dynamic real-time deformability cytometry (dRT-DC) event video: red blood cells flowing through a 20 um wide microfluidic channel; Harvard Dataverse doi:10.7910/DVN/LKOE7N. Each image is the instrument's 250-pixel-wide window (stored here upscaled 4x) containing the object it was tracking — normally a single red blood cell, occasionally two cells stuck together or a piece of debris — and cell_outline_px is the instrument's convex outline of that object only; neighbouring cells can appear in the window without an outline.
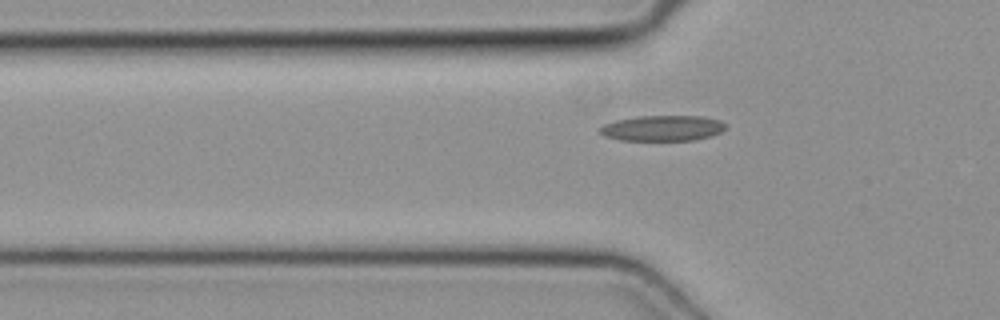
{"species": "common noctule bat (a hibernating species)", "species_latin": "Nyctalus noctula", "temperature_condition": "cold", "stored_images_in_passage": 36, "camera_frame_rate_fps": 3000, "um_per_image_px": 0.085, "animal": {"sex": "female", "body_mass_g": 19.3, "forearm_length_mm": 54.1}, "frame": {"image": 1, "passage_image": 13, "time_ms": 4.0, "image_size_px": [1000, 320], "cell_outline_px": [[724, 128], [720, 132], [712, 136], [692, 140], [620, 140], [604, 136], [596, 128], [604, 124], [616, 120], [640, 116], [704, 116], [720, 120], [724, 124]], "centroid_in_image_um": [56.28, 10.89], "position_along_channel_um": 69.5, "area_um2": 18.73}}
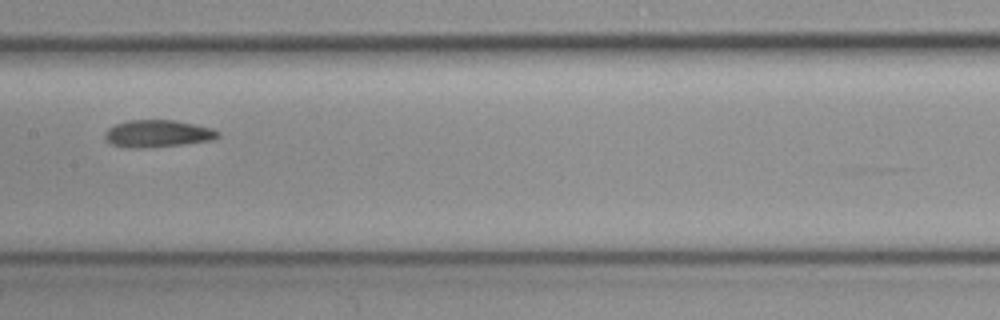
{"frame": {"image": 2, "passage_image": 22, "time_ms": 7.0, "image_size_px": [1000, 320], "cell_outline_px": [[220, 136], [212, 140], [184, 144], [144, 148], [128, 148], [112, 144], [104, 140], [104, 132], [108, 128], [116, 124], [128, 120], [176, 120], [196, 124], [212, 128], [220, 132]], "centroid_in_image_um": [13.39, 11.35], "position_along_channel_um": 194.0, "area_um2": 18.15}}
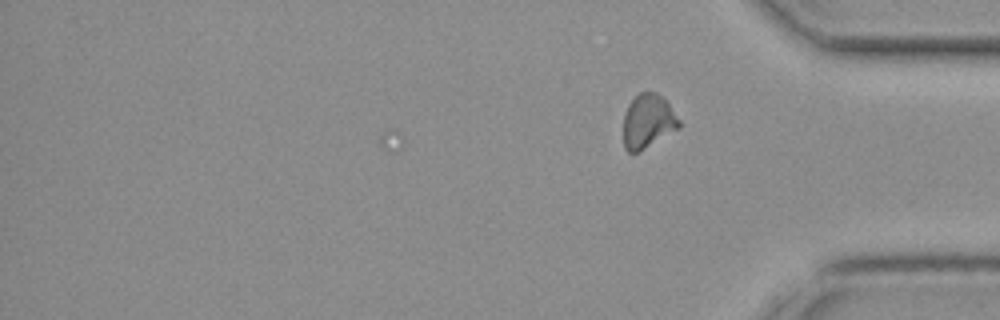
{"frame": {"image": 3, "passage_image": 36, "time_ms": 11.667, "image_size_px": [1000, 320], "cell_outline_px": [[680, 128], [636, 152], [628, 152], [624, 148], [624, 112], [628, 104], [640, 92], [656, 92], [668, 104], [680, 120]], "centroid_in_image_um": [55.06, 10.3], "position_along_channel_um": 380.1, "area_um2": 17.17}}